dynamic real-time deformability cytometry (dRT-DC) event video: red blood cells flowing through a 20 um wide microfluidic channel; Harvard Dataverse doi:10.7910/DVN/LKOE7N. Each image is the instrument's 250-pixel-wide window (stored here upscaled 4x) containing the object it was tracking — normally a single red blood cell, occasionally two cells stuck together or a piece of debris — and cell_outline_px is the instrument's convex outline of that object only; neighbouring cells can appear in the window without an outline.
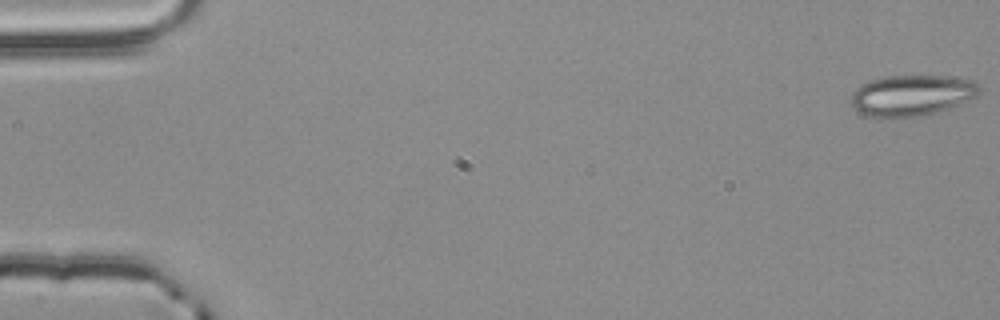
{"species": "common noctule bat (a hibernating species)", "species_latin": "Nyctalus noctula", "temperature_condition": "room temperature", "stored_images_in_passage": 55, "segment_of_instrument_passage": [1, 2], "camera_frame_rate_fps": 3000, "um_per_image_px": 0.085, "animal": {"sex": "male", "body_mass_g": 20.4}, "frame": {"image": 1, "passage_image": 1, "time_ms": 0.0, "image_size_px": [1000, 320], "cell_outline_px": [[980, 92], [976, 96], [948, 108], [924, 116], [888, 120], [876, 120], [852, 108], [852, 92], [860, 84], [884, 76], [944, 76], [972, 80], [980, 88]], "centroid_in_image_um": [77.42, 8.15], "position_along_channel_um": 7.6, "area_um2": 31.1}}
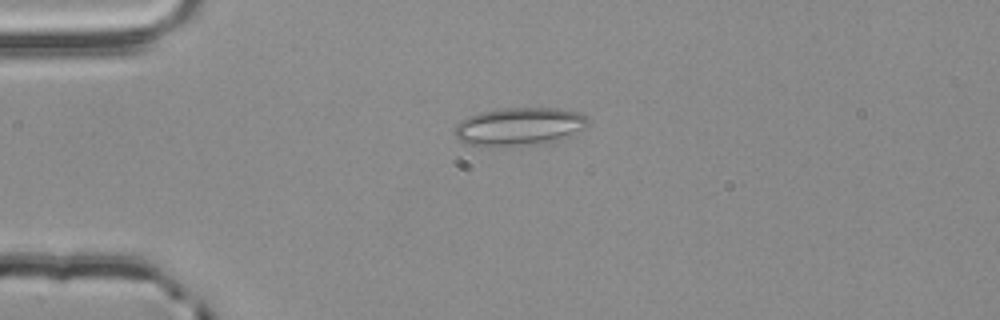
{"frame": {"image": 2, "passage_image": 14, "time_ms": 4.333, "image_size_px": [1000, 320], "cell_outline_px": [[592, 124], [548, 148], [480, 148], [464, 144], [456, 136], [456, 124], [460, 120], [468, 116], [480, 112], [504, 108], [560, 108], [580, 112], [588, 116]], "centroid_in_image_um": [44.22, 10.85], "position_along_channel_um": 40.8, "area_um2": 31.96}}